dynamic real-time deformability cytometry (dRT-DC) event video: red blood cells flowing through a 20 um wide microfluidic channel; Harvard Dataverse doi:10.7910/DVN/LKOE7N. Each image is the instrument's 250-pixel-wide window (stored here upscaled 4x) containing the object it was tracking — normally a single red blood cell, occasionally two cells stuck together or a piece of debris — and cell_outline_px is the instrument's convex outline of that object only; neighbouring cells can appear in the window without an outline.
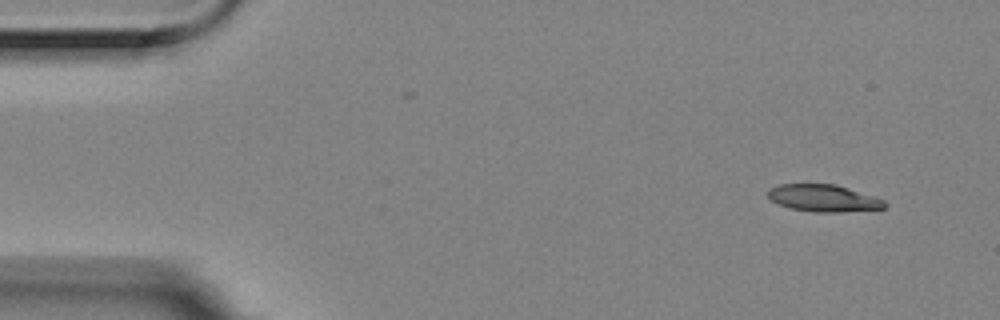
{"species": "Egyptian fruit bat (a non-hibernating species)", "species_latin": "Rousettus aegyptiacus", "temperature_condition": "room temperature", "stored_images_in_passage": 4, "camera_frame_rate_fps": 3000, "um_per_image_px": 0.085, "animal": {"sex": "female"}, "frame": {"image": 1, "passage_image": 1, "time_ms": 0.0, "image_size_px": [1000, 320], "cell_outline_px": [[888, 204], [884, 208], [840, 212], [816, 212], [792, 208], [780, 204], [772, 200], [768, 196], [768, 188], [780, 184], [836, 184], [884, 200]], "centroid_in_image_um": [69.99, 16.83], "position_along_channel_um": 15.0, "area_um2": 18.15}}
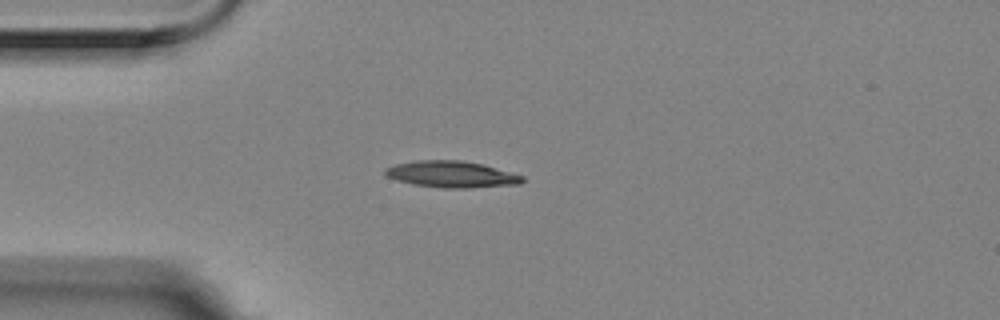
{"frame": {"image": 2, "passage_image": 4, "time_ms": 1.0, "image_size_px": [1000, 320], "cell_outline_px": [[524, 180], [520, 184], [468, 188], [444, 188], [412, 184], [396, 180], [384, 176], [384, 168], [396, 164], [416, 160], [460, 160], [484, 164], [524, 176]], "centroid_in_image_um": [38.36, 14.81], "position_along_channel_um": 46.6, "area_um2": 21.33}}